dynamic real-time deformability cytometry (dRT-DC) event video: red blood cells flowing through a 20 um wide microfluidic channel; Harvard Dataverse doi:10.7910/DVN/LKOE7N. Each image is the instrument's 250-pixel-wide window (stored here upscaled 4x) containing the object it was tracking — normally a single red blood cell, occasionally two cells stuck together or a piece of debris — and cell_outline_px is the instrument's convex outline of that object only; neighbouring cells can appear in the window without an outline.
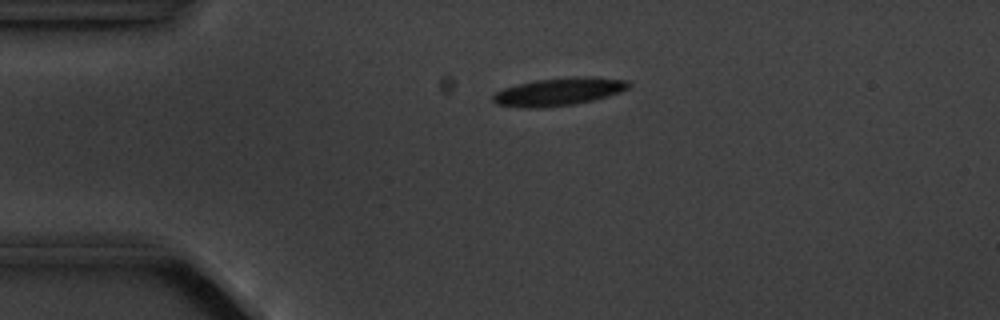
{"species": "common noctule bat (a hibernating species)", "species_latin": "Nyctalus noctula", "temperature_condition": "cold", "stored_images_in_passage": 4, "camera_frame_rate_fps": 3000, "um_per_image_px": 0.085, "animal": {"sex": "male", "body_mass_g": 20.1, "forearm_length_mm": 53.5}, "frame": {"image": 1, "passage_image": 3, "time_ms": 3.0, "image_size_px": [1000, 320], "cell_outline_px": [[632, 84], [628, 88], [620, 92], [608, 96], [576, 104], [540, 108], [524, 108], [496, 104], [492, 100], [492, 96], [496, 92], [504, 88], [516, 84], [532, 80], [584, 76], [592, 76], [628, 80]], "centroid_in_image_um": [47.5, 7.79], "position_along_channel_um": 37.5, "area_um2": 22.2}}